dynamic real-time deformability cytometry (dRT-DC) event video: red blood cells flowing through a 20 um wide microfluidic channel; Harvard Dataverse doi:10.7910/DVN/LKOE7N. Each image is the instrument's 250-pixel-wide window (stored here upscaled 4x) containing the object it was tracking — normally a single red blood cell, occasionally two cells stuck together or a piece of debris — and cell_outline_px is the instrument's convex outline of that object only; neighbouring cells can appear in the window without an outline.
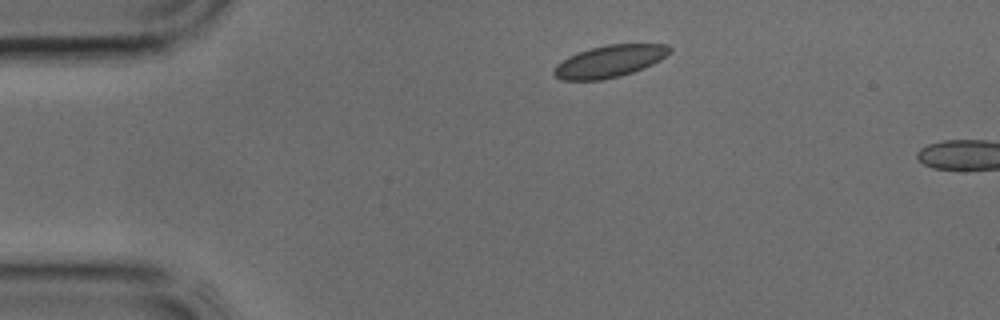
{"species": "common noctule bat (a hibernating species)", "species_latin": "Nyctalus noctula", "temperature_condition": "cold", "stored_images_in_passage": 2, "camera_frame_rate_fps": 3000, "um_per_image_px": 0.085, "animal": {"sex": "male", "body_mass_g": 17.9, "forearm_length_mm": 54.2}, "frame": {"image": 1, "passage_image": 1, "time_ms": 0.0, "image_size_px": [1000, 320], "cell_outline_px": [[672, 48], [660, 60], [644, 68], [620, 76], [600, 80], [560, 80], [552, 72], [556, 64], [568, 56], [576, 52], [608, 44], [668, 44]], "centroid_in_image_um": [51.78, 5.21], "position_along_channel_um": 33.2, "area_um2": 21.56}}